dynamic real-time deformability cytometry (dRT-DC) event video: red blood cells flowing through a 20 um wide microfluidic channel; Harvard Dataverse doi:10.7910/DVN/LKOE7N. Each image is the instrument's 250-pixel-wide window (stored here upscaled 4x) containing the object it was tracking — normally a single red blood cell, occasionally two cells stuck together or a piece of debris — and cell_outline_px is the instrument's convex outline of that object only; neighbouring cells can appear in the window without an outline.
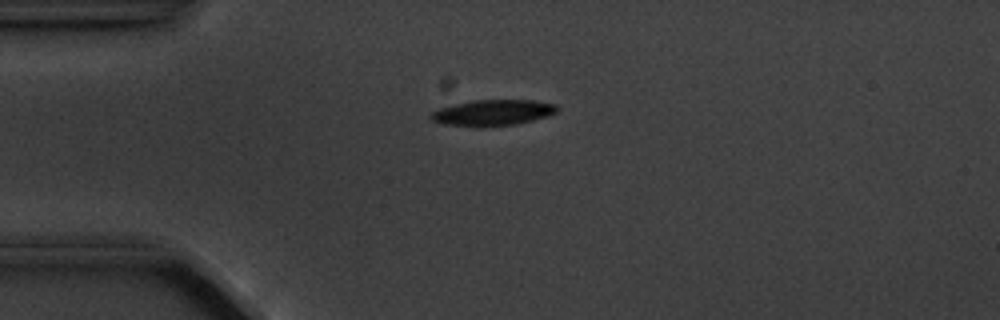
{"species": "common noctule bat (a hibernating species)", "species_latin": "Nyctalus noctula", "temperature_condition": "cold", "stored_images_in_passage": 4, "camera_frame_rate_fps": 3000, "um_per_image_px": 0.085, "animal": {"sex": "male", "body_mass_g": 20.1, "forearm_length_mm": 53.5}, "frame": {"image": 1, "passage_image": 4, "time_ms": 3.667, "image_size_px": [1000, 320], "cell_outline_px": [[556, 112], [548, 116], [516, 124], [480, 128], [444, 124], [432, 120], [428, 116], [432, 112], [440, 108], [472, 100], [532, 100], [556, 104]], "centroid_in_image_um": [41.85, 9.59], "position_along_channel_um": 43.1, "area_um2": 19.13}}